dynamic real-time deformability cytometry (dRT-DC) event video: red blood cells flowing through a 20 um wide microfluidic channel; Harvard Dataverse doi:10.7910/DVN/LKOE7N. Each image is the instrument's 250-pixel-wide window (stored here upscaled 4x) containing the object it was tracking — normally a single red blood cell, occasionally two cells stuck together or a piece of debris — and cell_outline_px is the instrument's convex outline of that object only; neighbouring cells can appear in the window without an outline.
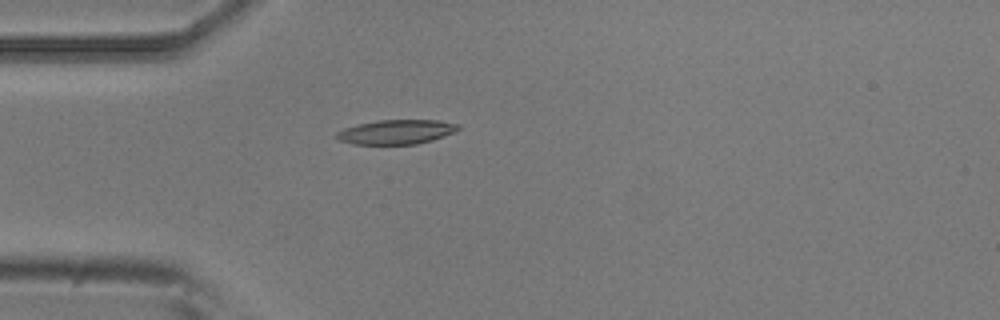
{"species": "common noctule bat (a hibernating species)", "species_latin": "Nyctalus noctula", "temperature_condition": "room temperature", "stored_images_in_passage": 2, "camera_frame_rate_fps": 3000, "um_per_image_px": 0.085, "animal": {"sex": "male", "body_mass_g": 20.5, "forearm_length_mm": 52.5}, "frame": {"image": 1, "passage_image": 2, "time_ms": 1.333, "image_size_px": [1000, 320], "cell_outline_px": [[460, 128], [456, 132], [432, 140], [416, 144], [356, 144], [340, 140], [336, 136], [336, 132], [344, 128], [356, 124], [376, 120], [440, 120], [460, 124]], "centroid_in_image_um": [33.72, 11.2], "position_along_channel_um": 51.3, "area_um2": 17.4}}